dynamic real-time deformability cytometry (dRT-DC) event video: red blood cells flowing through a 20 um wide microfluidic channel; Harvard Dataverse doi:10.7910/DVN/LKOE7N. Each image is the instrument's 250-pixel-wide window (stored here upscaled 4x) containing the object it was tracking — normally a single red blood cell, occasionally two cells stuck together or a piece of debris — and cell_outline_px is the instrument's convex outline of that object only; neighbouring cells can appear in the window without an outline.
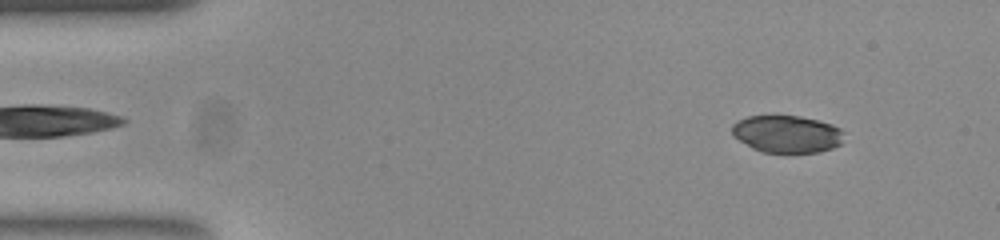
{"species": "common noctule bat (a hibernating species)", "species_latin": "Nyctalus noctula", "temperature_condition": "room temperature", "stored_images_in_passage": 53, "camera_frame_rate_fps": 3000, "um_per_image_px": 0.085, "animal": {"sex": "female", "body_mass_g": 23.0, "forearm_length_mm": 53.4}, "frame": {"image": 1, "passage_image": 5, "time_ms": 1.333, "image_size_px": [1000, 240], "cell_outline_px": [[844, 132], [840, 144], [832, 148], [820, 152], [760, 152], [752, 148], [732, 136], [732, 124], [736, 120], [748, 116], [800, 116], [832, 124], [840, 128]], "centroid_in_image_um": [66.86, 11.39], "position_along_channel_um": 18.1, "area_um2": 24.39}}
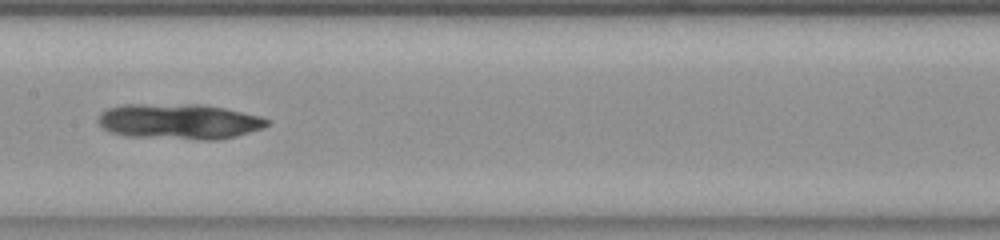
{"frame": {"image": 2, "passage_image": 26, "time_ms": 8.333, "image_size_px": [1000, 240], "cell_outline_px": [[272, 120], [264, 128], [236, 136], [220, 140], [204, 140], [128, 136], [112, 132], [104, 128], [100, 124], [100, 116], [108, 108], [124, 104], [204, 104], [224, 108], [260, 116]], "centroid_in_image_um": [15.31, 10.32], "position_along_channel_um": 192.1, "area_um2": 34.91}}
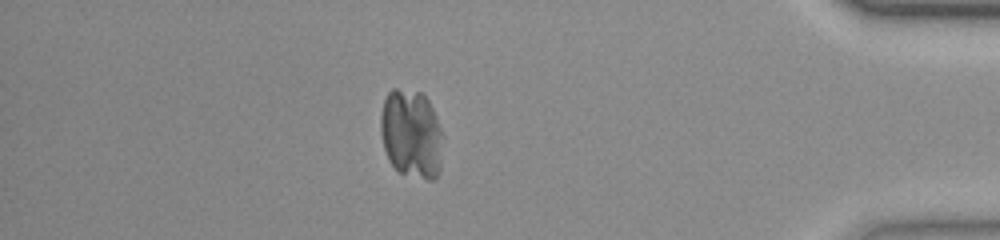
{"frame": {"image": 3, "passage_image": 46, "time_ms": 15.0, "image_size_px": [1000, 240], "cell_outline_px": [[440, 172], [432, 180], [428, 180], [400, 172], [392, 164], [384, 148], [380, 132], [380, 116], [384, 100], [388, 92], [392, 88], [396, 88], [420, 92], [428, 100], [432, 108], [440, 128]], "centroid_in_image_um": [34.93, 11.36], "position_along_channel_um": 400.3, "area_um2": 31.73}}